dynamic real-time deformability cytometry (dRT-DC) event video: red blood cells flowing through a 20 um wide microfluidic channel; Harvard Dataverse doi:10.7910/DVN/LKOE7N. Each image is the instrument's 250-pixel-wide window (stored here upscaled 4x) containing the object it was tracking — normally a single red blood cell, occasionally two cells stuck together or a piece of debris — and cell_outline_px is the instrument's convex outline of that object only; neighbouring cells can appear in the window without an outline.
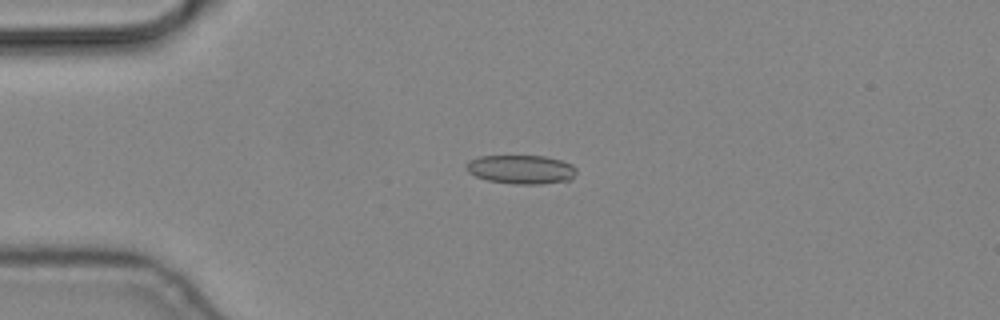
{"species": "common noctule bat (a hibernating species)", "species_latin": "Nyctalus noctula", "temperature_condition": "cold", "stored_images_in_passage": 5, "camera_frame_rate_fps": 3000, "um_per_image_px": 0.085, "animal": {"sex": "male", "body_mass_g": 19.2, "forearm_length_mm": 51.8}, "frame": {"image": 1, "passage_image": 4, "time_ms": 1.0, "image_size_px": [1000, 320], "cell_outline_px": [[576, 172], [568, 180], [540, 184], [512, 184], [488, 180], [476, 176], [468, 172], [464, 168], [464, 164], [468, 160], [480, 156], [544, 156], [560, 160], [572, 164], [576, 168]], "centroid_in_image_um": [44.24, 14.39], "position_along_channel_um": 40.8, "area_um2": 18.55}}